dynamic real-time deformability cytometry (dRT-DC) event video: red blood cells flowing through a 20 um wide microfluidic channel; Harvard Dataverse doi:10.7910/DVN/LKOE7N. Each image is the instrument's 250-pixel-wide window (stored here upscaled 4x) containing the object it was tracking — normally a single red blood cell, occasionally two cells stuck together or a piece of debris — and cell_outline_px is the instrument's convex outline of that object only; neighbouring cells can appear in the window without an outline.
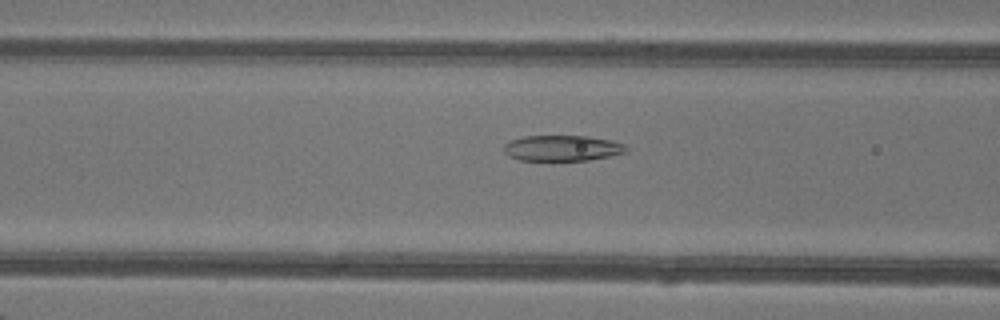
{"species": "common noctule bat (a hibernating species)", "species_latin": "Nyctalus noctula", "temperature_condition": "warm", "stored_images_in_passage": 44, "camera_frame_rate_fps": 3000, "um_per_image_px": 0.085, "animal": {"sex": "female"}, "frame": {"image": 1, "passage_image": 16, "time_ms": 5.0, "image_size_px": [1000, 320], "cell_outline_px": [[628, 152], [588, 160], [520, 160], [508, 156], [504, 152], [504, 144], [512, 140], [524, 136], [588, 136], [612, 140], [624, 144], [628, 148]], "centroid_in_image_um": [47.81, 12.59], "position_along_channel_um": 118.8, "area_um2": 18.32}}
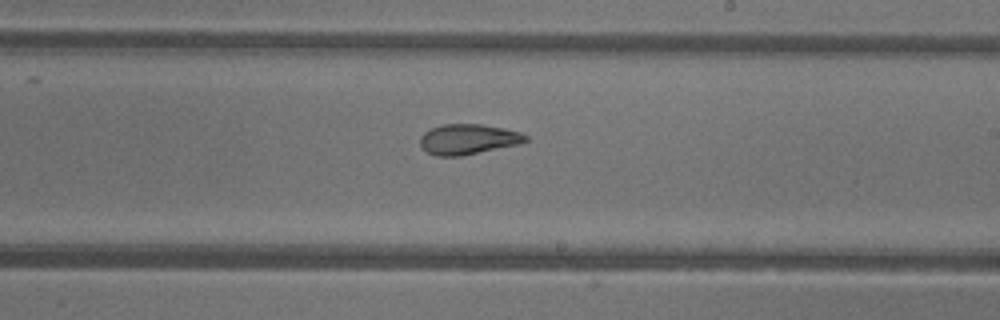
{"frame": {"image": 2, "passage_image": 25, "time_ms": 8.0, "image_size_px": [1000, 320], "cell_outline_px": [[528, 140], [520, 144], [460, 156], [436, 156], [428, 152], [420, 144], [420, 136], [424, 132], [432, 128], [444, 124], [480, 124], [504, 128], [520, 132], [528, 136]], "centroid_in_image_um": [39.81, 11.83], "position_along_channel_um": 249.2, "area_um2": 18.55}}
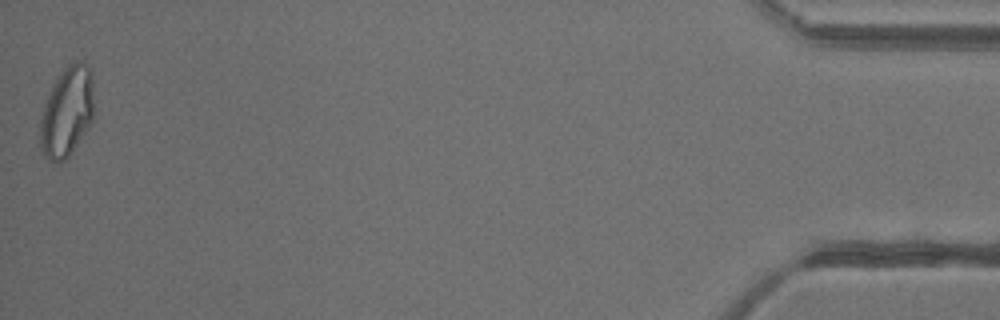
{"frame": {"image": 3, "passage_image": 44, "time_ms": 14.333, "image_size_px": [1000, 320], "cell_outline_px": [[92, 120], [68, 156], [60, 164], [44, 156], [40, 144], [40, 120], [44, 104], [52, 84], [60, 72], [68, 64], [76, 60], [84, 60], [92, 72]], "centroid_in_image_um": [5.66, 9.45], "position_along_channel_um": 429.5, "area_um2": 28.03}, "authors_computed_cell_mechanics": {"area_um2": 20.8947, "velocity_mm_per_s": 4.3432, "shape_relaxation_time_tau1_ms": null, "shape_relaxation_time_tau2_ms": 1.9624, "deformation_change_tau1": null, "deformation_change_tau2": 0.0957}}